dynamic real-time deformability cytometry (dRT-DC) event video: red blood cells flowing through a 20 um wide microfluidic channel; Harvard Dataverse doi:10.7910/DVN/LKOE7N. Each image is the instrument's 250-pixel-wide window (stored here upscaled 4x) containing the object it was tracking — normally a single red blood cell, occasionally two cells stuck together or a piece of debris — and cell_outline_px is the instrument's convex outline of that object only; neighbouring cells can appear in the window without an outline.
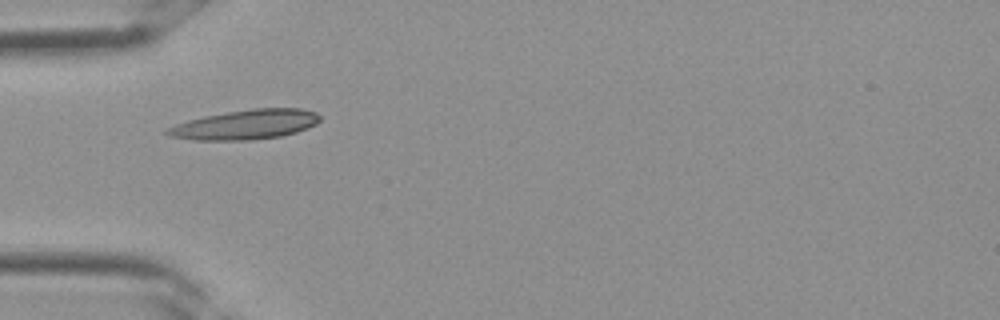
{"species": "Egyptian fruit bat (a non-hibernating species)", "species_latin": "Rousettus aegyptiacus", "temperature_condition": "room temperature", "stored_images_in_passage": 4, "camera_frame_rate_fps": 3000, "um_per_image_px": 0.085, "frame": {"image": 1, "passage_image": 4, "time_ms": 1.0, "image_size_px": [1000, 320], "cell_outline_px": [[320, 120], [316, 124], [308, 128], [296, 132], [280, 136], [252, 140], [196, 140], [168, 136], [164, 132], [168, 128], [176, 124], [188, 120], [204, 116], [252, 108], [300, 108], [316, 112], [320, 116]], "centroid_in_image_um": [20.88, 10.59], "position_along_channel_um": 64.1, "area_um2": 26.36}}